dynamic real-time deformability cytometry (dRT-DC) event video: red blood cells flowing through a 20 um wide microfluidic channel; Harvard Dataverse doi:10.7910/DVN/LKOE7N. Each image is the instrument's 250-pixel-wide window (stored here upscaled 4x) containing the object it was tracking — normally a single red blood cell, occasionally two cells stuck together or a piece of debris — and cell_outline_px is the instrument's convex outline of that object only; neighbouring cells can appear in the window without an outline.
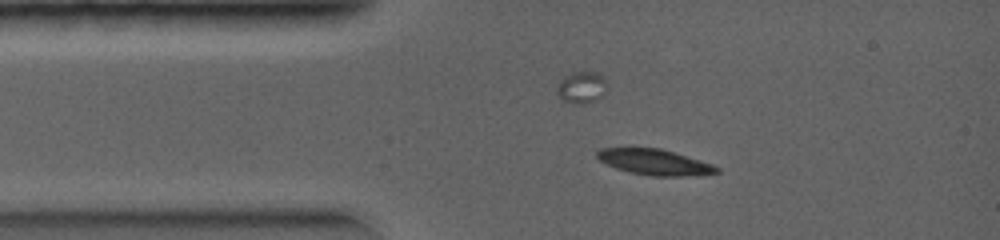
{"species": "common noctule bat (a hibernating species)", "species_latin": "Nyctalus noctula", "temperature_condition": "warm", "stored_images_in_passage": 24, "camera_frame_rate_fps": 5000, "um_per_image_px": 0.085, "animal": {"sex": "female", "body_mass_g": 19.0, "forearm_length_mm": 56.7}, "frame": {"image": 1, "passage_image": 3, "time_ms": 0.8, "image_size_px": [1000, 240], "cell_outline_px": [[720, 172], [684, 176], [652, 176], [628, 172], [616, 168], [600, 160], [596, 156], [596, 152], [600, 148], [660, 148], [700, 160], [712, 164], [720, 168]], "centroid_in_image_um": [55.63, 13.78], "position_along_channel_um": 29.4, "area_um2": 17.74}}
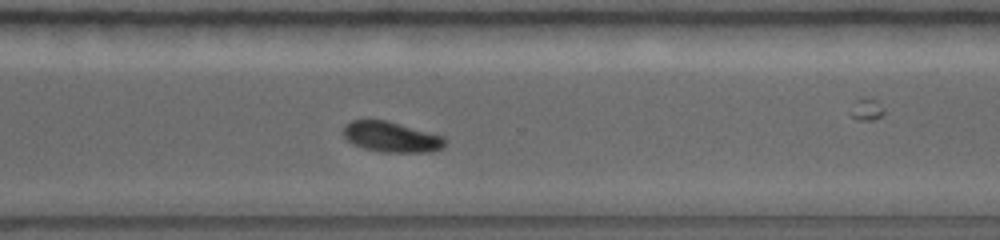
{"frame": {"image": 2, "passage_image": 18, "time_ms": 6.0, "image_size_px": [1000, 240], "cell_outline_px": [[448, 144], [444, 148], [432, 152], [380, 152], [364, 148], [352, 144], [344, 136], [344, 124], [352, 120], [388, 120], [444, 136], [448, 140]], "centroid_in_image_um": [33.33, 11.64], "position_along_channel_um": 337.3, "area_um2": 18.38}}
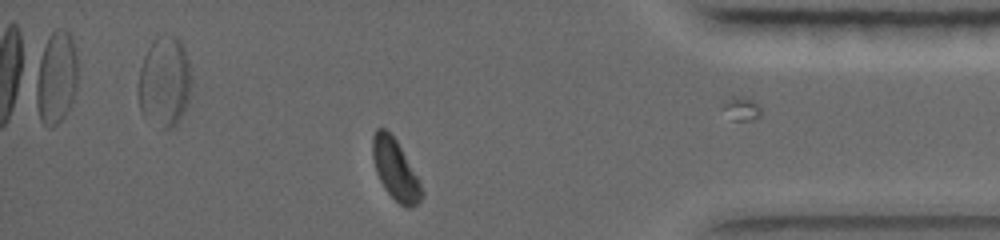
{"frame": {"image": 3, "passage_image": 22, "time_ms": 7.4, "image_size_px": [1000, 240], "cell_outline_px": [[424, 196], [416, 204], [408, 208], [400, 204], [384, 188], [376, 172], [372, 156], [372, 136], [376, 128], [384, 128], [396, 140], [416, 176], [424, 192]], "centroid_in_image_um": [33.57, 14.41], "position_along_channel_um": 401.6, "area_um2": 16.88}}